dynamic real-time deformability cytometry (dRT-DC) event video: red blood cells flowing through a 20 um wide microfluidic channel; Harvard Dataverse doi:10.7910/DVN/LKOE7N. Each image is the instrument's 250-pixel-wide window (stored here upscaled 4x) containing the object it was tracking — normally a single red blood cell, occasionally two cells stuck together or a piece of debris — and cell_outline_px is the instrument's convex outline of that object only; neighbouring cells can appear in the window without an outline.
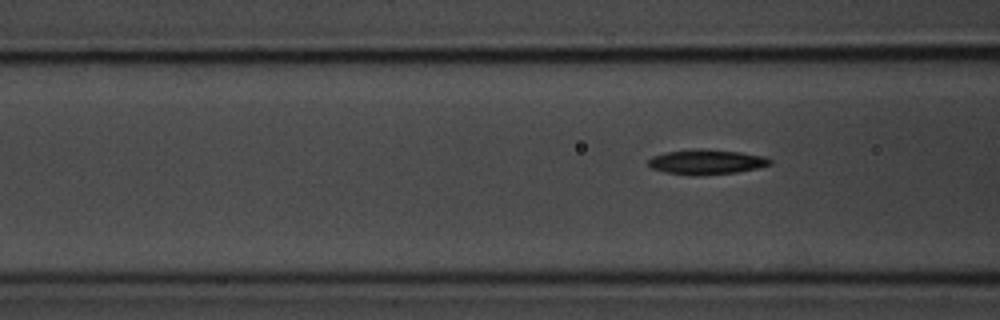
{"species": "common noctule bat (a hibernating species)", "species_latin": "Nyctalus noctula", "temperature_condition": "room temperature", "stored_images_in_passage": 5, "segment_of_instrument_passage": [2, 2], "camera_frame_rate_fps": 3000, "um_per_image_px": 0.085, "animal": {"sex": "male", "body_mass_g": 20.1, "forearm_length_mm": 53.5}, "frame": {"image": 1, "passage_image": 5, "time_ms": 5.667, "image_size_px": [1000, 320], "cell_outline_px": [[772, 164], [760, 168], [736, 172], [692, 176], [664, 172], [652, 168], [648, 164], [648, 160], [652, 156], [664, 152], [740, 152], [764, 156], [772, 160]], "centroid_in_image_um": [60.08, 13.82], "position_along_channel_um": 106.5, "area_um2": 16.7}}